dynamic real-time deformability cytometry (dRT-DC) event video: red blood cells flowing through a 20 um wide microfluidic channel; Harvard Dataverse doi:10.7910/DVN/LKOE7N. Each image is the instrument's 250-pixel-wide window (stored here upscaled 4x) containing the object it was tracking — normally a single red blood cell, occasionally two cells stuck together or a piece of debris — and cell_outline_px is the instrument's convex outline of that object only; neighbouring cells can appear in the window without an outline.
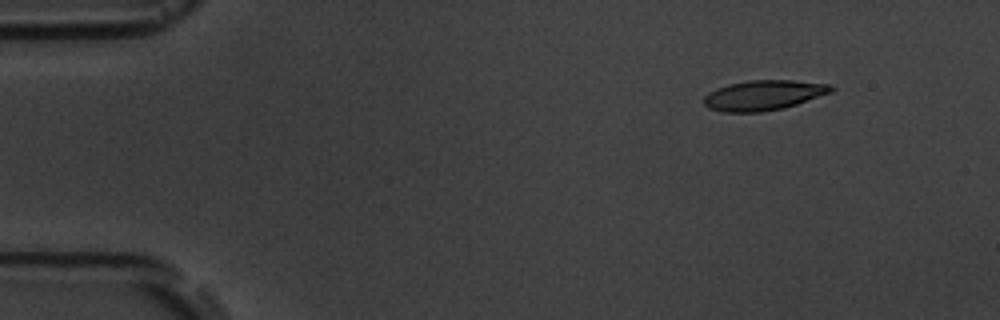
{"species": "common noctule bat (a hibernating species)", "species_latin": "Nyctalus noctula", "temperature_condition": "room temperature", "stored_images_in_passage": 5, "segment_of_instrument_passage": [2, 2], "camera_frame_rate_fps": 3000, "um_per_image_px": 0.085, "animal": {"sex": "male", "body_mass_g": 19.5, "forearm_length_mm": 54.6}, "frame": {"image": 1, "passage_image": 5, "time_ms": 4.667, "image_size_px": [1000, 320], "cell_outline_px": [[836, 88], [832, 92], [784, 108], [760, 112], [724, 112], [708, 108], [704, 104], [704, 96], [708, 92], [716, 88], [728, 84], [748, 80], [792, 80], [832, 84]], "centroid_in_image_um": [64.91, 8.08], "position_along_channel_um": 20.1, "area_um2": 22.43}}